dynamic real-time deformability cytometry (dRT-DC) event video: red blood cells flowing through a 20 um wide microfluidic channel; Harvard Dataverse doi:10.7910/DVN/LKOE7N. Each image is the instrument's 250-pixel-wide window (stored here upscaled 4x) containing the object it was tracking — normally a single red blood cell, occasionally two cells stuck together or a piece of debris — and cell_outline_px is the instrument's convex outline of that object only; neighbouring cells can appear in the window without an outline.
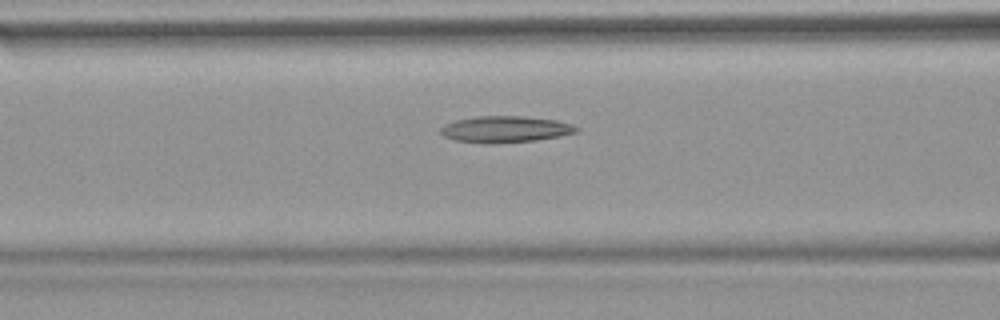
{"species": "common noctule bat (a hibernating species)", "species_latin": "Nyctalus noctula", "temperature_condition": "warm", "stored_images_in_passage": 52, "camera_frame_rate_fps": 3000, "um_per_image_px": 0.085, "animal": {"sex": "female", "body_mass_g": 18.4}, "frame": {"image": 1, "passage_image": 21, "time_ms": 6.667, "image_size_px": [1000, 320], "cell_outline_px": [[580, 132], [560, 136], [536, 140], [456, 140], [444, 136], [440, 132], [440, 128], [444, 124], [456, 120], [476, 116], [524, 116], [556, 120], [572, 124], [580, 128]], "centroid_in_image_um": [43.04, 10.92], "position_along_channel_um": 123.6, "area_um2": 19.88}}
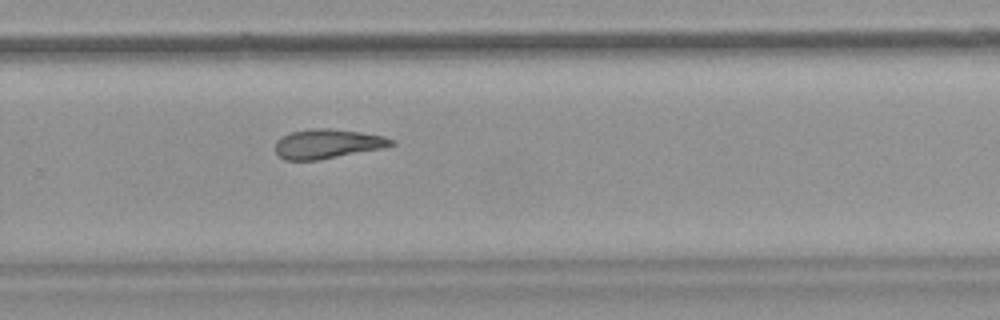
{"frame": {"image": 2, "passage_image": 35, "time_ms": 11.333, "image_size_px": [1000, 320], "cell_outline_px": [[396, 144], [384, 148], [320, 160], [284, 160], [276, 152], [276, 140], [288, 132], [312, 128], [332, 128], [360, 132], [384, 136], [396, 140]], "centroid_in_image_um": [27.86, 12.22], "position_along_channel_um": 301.9, "area_um2": 20.17}}
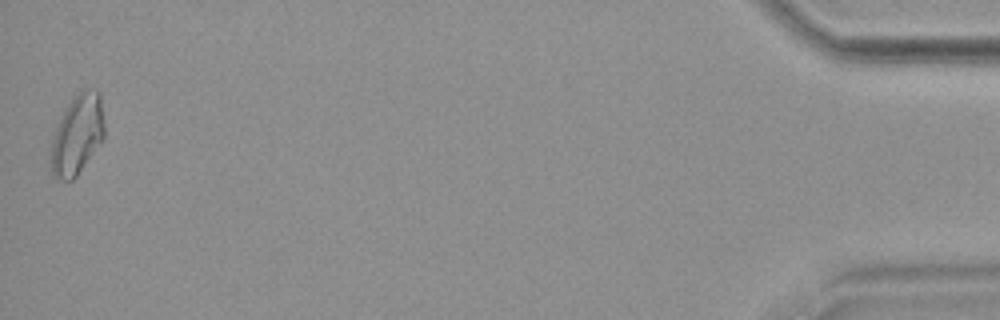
{"frame": {"image": 3, "passage_image": 52, "time_ms": 17.0, "image_size_px": [1000, 320], "cell_outline_px": [[104, 140], [76, 176], [72, 180], [60, 180], [52, 176], [52, 136], [60, 116], [64, 108], [72, 96], [84, 88], [96, 88], [100, 92], [104, 124]], "centroid_in_image_um": [6.59, 11.38], "position_along_channel_um": 428.6, "area_um2": 25.26}, "authors_computed_cell_mechanics": {"area_um2": 21.2126, "velocity_mm_per_s": 3.8343, "shape_relaxation_time_tau1_ms": null, "shape_relaxation_time_tau2_ms": 8.6442, "deformation_change_tau1": null, "deformation_change_tau2": 0.2186}}